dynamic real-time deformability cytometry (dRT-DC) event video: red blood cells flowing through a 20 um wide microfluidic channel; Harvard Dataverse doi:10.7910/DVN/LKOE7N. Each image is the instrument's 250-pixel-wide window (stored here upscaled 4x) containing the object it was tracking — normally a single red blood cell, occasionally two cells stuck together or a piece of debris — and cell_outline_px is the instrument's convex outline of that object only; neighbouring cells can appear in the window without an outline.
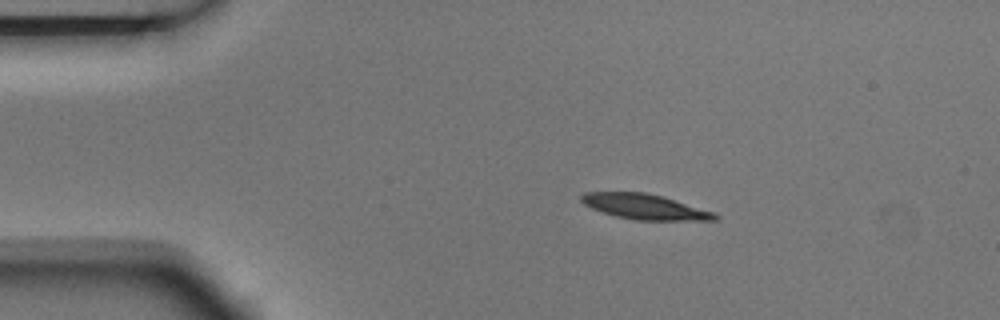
{"species": "Egyptian fruit bat (a non-hibernating species)", "species_latin": "Rousettus aegyptiacus", "temperature_condition": "room temperature", "stored_images_in_passage": 6, "camera_frame_rate_fps": 3000, "um_per_image_px": 0.085, "animal": {"sex": "male"}, "frame": {"image": 1, "passage_image": 1, "time_ms": 0.0, "image_size_px": [1000, 320], "cell_outline_px": [[720, 216], [716, 220], [636, 220], [616, 216], [592, 208], [584, 204], [580, 200], [580, 196], [584, 192], [644, 192], [660, 196], [716, 212]], "centroid_in_image_um": [54.82, 17.57], "position_along_channel_um": 30.2, "area_um2": 19.48}}
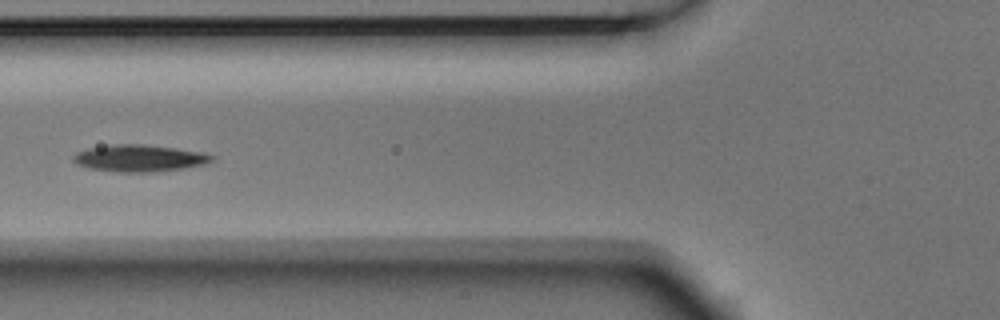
{"frame": {"image": 2, "passage_image": 4, "time_ms": 1.0, "image_size_px": [1000, 320], "cell_outline_px": [[216, 156], [212, 160], [204, 164], [184, 168], [156, 172], [116, 172], [88, 168], [76, 164], [72, 160], [72, 156], [76, 152], [88, 148], [112, 144], [140, 144], [176, 148], [204, 152]], "centroid_in_image_um": [11.83, 13.45], "position_along_channel_um": 114.0, "area_um2": 21.91}}
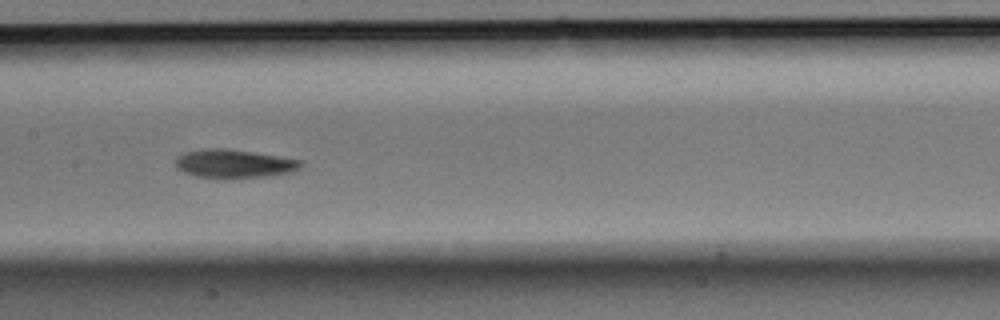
{"frame": {"image": 3, "passage_image": 6, "time_ms": 1.667, "image_size_px": [1000, 320], "cell_outline_px": [[300, 164], [292, 172], [272, 176], [196, 176], [184, 172], [176, 168], [176, 156], [184, 152], [200, 148], [224, 148], [252, 152], [300, 160]], "centroid_in_image_um": [19.81, 13.87], "position_along_channel_um": 187.6, "area_um2": 20.06}}